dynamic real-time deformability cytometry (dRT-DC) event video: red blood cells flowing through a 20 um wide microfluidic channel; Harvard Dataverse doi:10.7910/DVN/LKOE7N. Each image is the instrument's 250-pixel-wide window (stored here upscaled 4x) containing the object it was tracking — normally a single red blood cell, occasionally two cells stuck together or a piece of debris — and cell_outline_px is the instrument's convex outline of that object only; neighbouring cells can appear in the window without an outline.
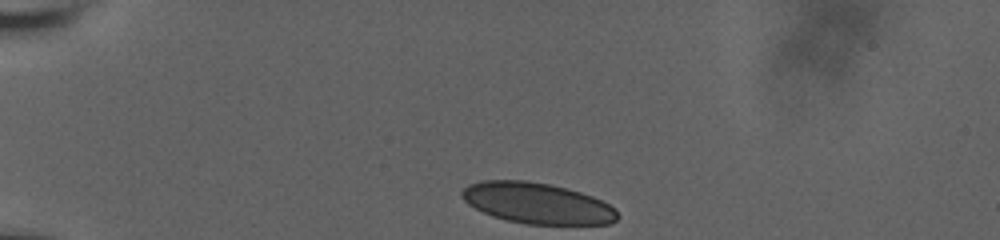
{"species": "human", "species_latin": "Homo sapiens", "temperature_condition": "room temperature", "stored_images_in_passage": 37, "camera_frame_rate_fps": 3000, "um_per_image_px": 0.085, "donor": {"sex": "male"}, "frame": {"image": 1, "passage_image": 1, "time_ms": 0.0, "image_size_px": [1000, 240], "cell_outline_px": [[616, 220], [608, 224], [524, 224], [492, 216], [468, 204], [460, 196], [460, 192], [468, 184], [480, 180], [528, 180], [568, 188], [592, 196], [616, 208]], "centroid_in_image_um": [45.62, 17.26], "position_along_channel_um": 39.4, "area_um2": 37.05}}
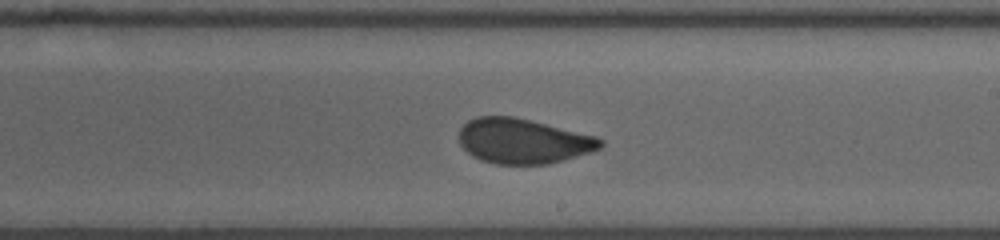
{"frame": {"image": 2, "passage_image": 22, "time_ms": 7.0, "image_size_px": [1000, 240], "cell_outline_px": [[604, 144], [600, 148], [576, 156], [548, 164], [496, 164], [480, 160], [472, 156], [460, 144], [460, 128], [468, 120], [476, 116], [512, 116], [596, 136], [604, 140]], "centroid_in_image_um": [44.44, 11.99], "position_along_channel_um": 244.6, "area_um2": 36.82}}
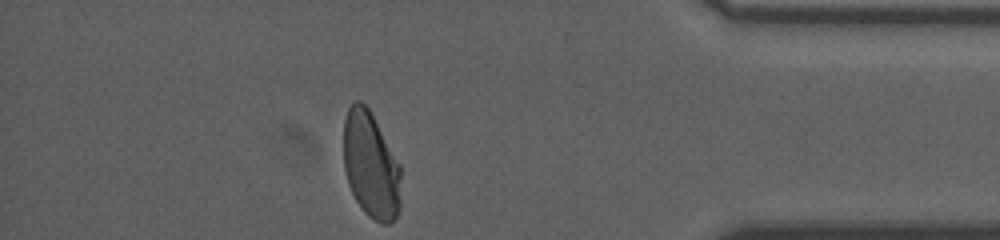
{"frame": {"image": 3, "passage_image": 37, "time_ms": 12.0, "image_size_px": [1000, 240], "cell_outline_px": [[400, 208], [396, 216], [388, 224], [384, 224], [368, 216], [364, 212], [356, 200], [348, 184], [344, 168], [344, 120], [348, 108], [356, 100], [360, 100], [368, 108], [400, 164]], "centroid_in_image_um": [31.52, 14.05], "position_along_channel_um": 403.7, "area_um2": 35.37}}